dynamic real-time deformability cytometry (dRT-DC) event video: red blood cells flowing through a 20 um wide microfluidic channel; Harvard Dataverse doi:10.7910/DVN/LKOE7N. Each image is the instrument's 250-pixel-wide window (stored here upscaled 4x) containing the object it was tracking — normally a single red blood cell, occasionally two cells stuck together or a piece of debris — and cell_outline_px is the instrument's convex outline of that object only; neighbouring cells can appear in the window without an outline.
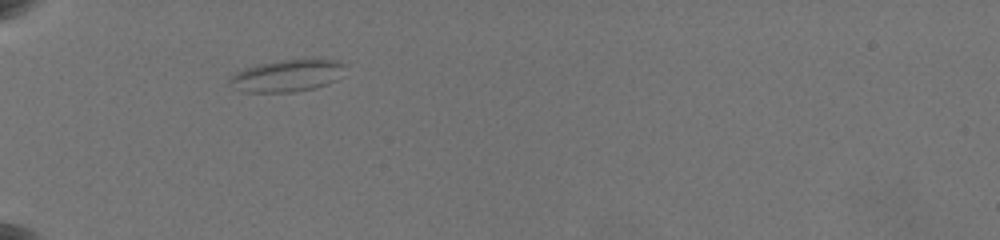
{"species": "common noctule bat (a hibernating species)", "species_latin": "Nyctalus noctula", "temperature_condition": "warm", "stored_images_in_passage": 19, "camera_frame_rate_fps": 3000, "um_per_image_px": 0.085, "animal": {"sex": "female", "body_mass_g": 19.5, "forearm_length_mm": 54.1}, "frame": {"image": 1, "passage_image": 1, "time_ms": 0.0, "image_size_px": [1000, 240], "cell_outline_px": [[344, 64], [336, 80], [328, 84], [316, 88], [296, 92], [244, 92], [228, 84], [228, 80], [236, 72], [244, 68], [260, 64], [280, 60], [304, 56], [316, 56], [336, 60]], "centroid_in_image_um": [24.43, 6.39], "position_along_channel_um": 60.6, "area_um2": 22.2}}
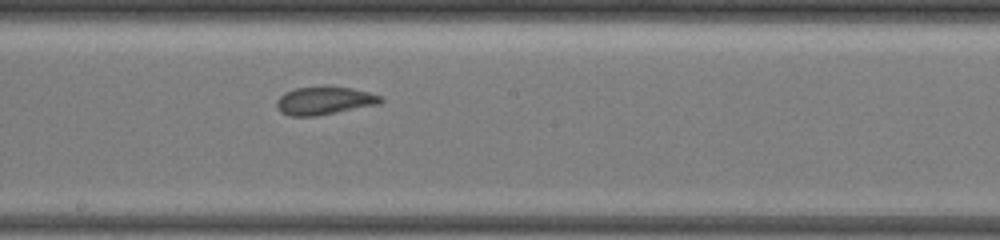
{"frame": {"image": 2, "passage_image": 8, "time_ms": 5.0, "image_size_px": [1000, 240], "cell_outline_px": [[384, 100], [380, 104], [316, 116], [288, 116], [280, 112], [276, 108], [276, 100], [284, 92], [296, 88], [352, 88], [384, 96]], "centroid_in_image_um": [27.57, 8.59], "position_along_channel_um": 220.6, "area_um2": 16.82}}
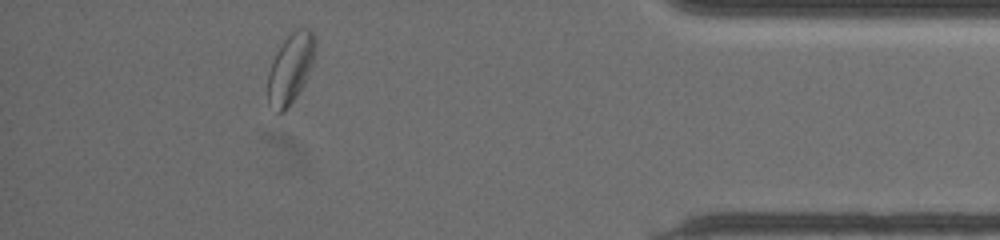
{"frame": {"image": 3, "passage_image": 17, "time_ms": 11.333, "image_size_px": [1000, 240], "cell_outline_px": [[316, 48], [312, 64], [300, 92], [284, 112], [276, 116], [268, 104], [268, 72], [276, 52], [284, 40], [296, 28], [308, 28], [316, 36]], "centroid_in_image_um": [24.69, 5.85], "position_along_channel_um": 410.5, "area_um2": 19.65}, "authors_computed_cell_mechanics": {"area_um2": 17.629, "velocity_mm_per_s": 3.5498, "shape_relaxation_time_tau1_ms": null, "shape_relaxation_time_tau2_ms": 1.4133, "deformation_change_tau1": null, "deformation_change_tau2": 0.0822}}